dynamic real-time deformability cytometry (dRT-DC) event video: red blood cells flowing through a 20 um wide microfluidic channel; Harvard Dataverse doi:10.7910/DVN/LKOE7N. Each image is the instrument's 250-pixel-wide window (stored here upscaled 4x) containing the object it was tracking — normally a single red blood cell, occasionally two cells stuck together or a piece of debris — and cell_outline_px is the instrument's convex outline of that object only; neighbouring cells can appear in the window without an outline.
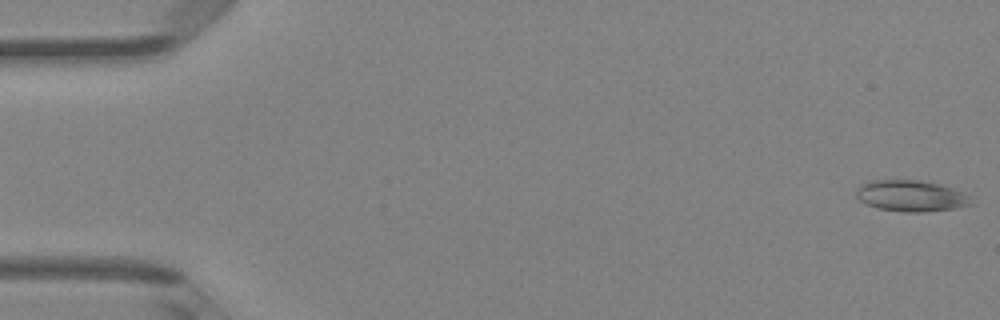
{"species": "Egyptian fruit bat (a non-hibernating species)", "species_latin": "Rousettus aegyptiacus", "temperature_condition": "room temperature", "stored_images_in_passage": 9, "camera_frame_rate_fps": 3000, "um_per_image_px": 0.085, "animal": {"sex": "female"}, "frame": {"image": 1, "passage_image": 1, "time_ms": 0.0, "image_size_px": [1000, 320], "cell_outline_px": [[972, 204], [956, 208], [924, 212], [904, 212], [876, 208], [860, 200], [856, 196], [856, 192], [860, 184], [868, 180], [916, 180], [940, 184], [964, 192], [968, 196]], "centroid_in_image_um": [77.41, 16.65], "position_along_channel_um": 7.6, "area_um2": 20.87}}